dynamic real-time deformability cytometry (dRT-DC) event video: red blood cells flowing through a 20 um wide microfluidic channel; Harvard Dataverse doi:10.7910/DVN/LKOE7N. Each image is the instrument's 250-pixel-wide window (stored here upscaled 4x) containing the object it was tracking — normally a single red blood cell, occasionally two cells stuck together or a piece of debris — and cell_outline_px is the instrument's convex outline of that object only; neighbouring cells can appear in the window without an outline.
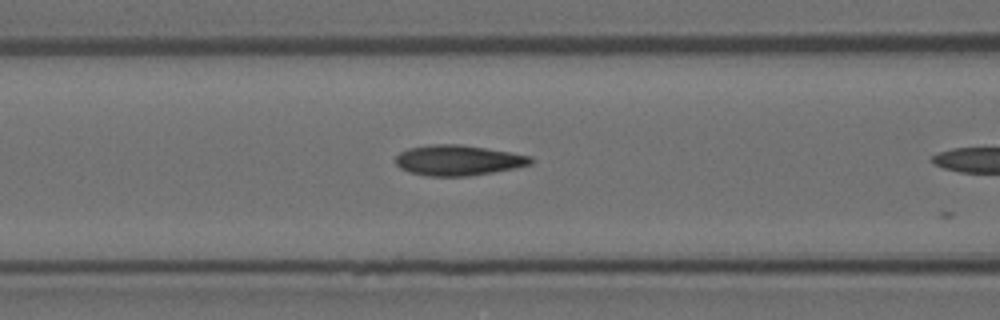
{"species": "Egyptian fruit bat (a non-hibernating species)", "species_latin": "Rousettus aegyptiacus", "temperature_condition": "room temperature", "stored_images_in_passage": 7, "camera_frame_rate_fps": 3000, "um_per_image_px": 0.085, "animal": {"sex": "female"}, "frame": {"image": 1, "passage_image": 3, "time_ms": 0.667, "image_size_px": [1000, 320], "cell_outline_px": [[532, 164], [516, 168], [468, 176], [428, 176], [408, 172], [400, 168], [396, 164], [396, 156], [400, 152], [408, 148], [432, 144], [460, 144], [532, 156]], "centroid_in_image_um": [38.92, 13.63], "position_along_channel_um": 127.7, "area_um2": 23.87}}
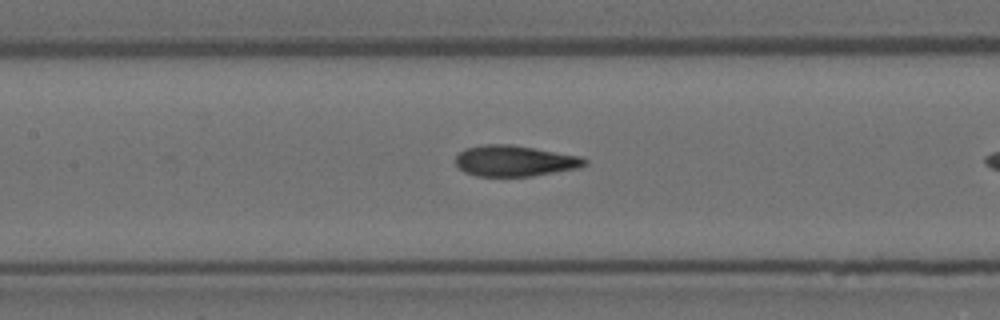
{"frame": {"image": 2, "passage_image": 6, "time_ms": 1.667, "image_size_px": [1000, 320], "cell_outline_px": [[588, 164], [580, 168], [532, 176], [476, 176], [464, 172], [456, 164], [456, 156], [464, 148], [484, 144], [512, 144], [580, 156], [588, 160]], "centroid_in_image_um": [43.77, 13.67], "position_along_channel_um": 163.6, "area_um2": 23.41}}